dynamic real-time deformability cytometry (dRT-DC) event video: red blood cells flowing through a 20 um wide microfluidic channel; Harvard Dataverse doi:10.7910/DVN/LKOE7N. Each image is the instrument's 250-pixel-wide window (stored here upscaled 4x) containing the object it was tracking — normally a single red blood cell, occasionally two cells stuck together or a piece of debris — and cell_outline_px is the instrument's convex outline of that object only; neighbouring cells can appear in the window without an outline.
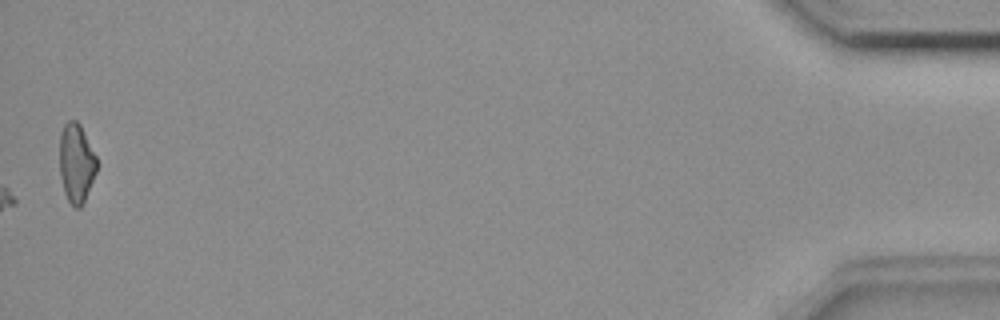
{"species": "common noctule bat (a hibernating species)", "species_latin": "Nyctalus noctula", "temperature_condition": "room temperature", "stored_images_in_passage": 48, "camera_frame_rate_fps": 3000, "um_per_image_px": 0.085, "animal": {"sex": "female", "body_mass_g": 18.4}, "frame": {"image": 1, "passage_image": 48, "time_ms": 15.667, "image_size_px": [1000, 320], "cell_outline_px": [[96, 172], [84, 200], [80, 208], [76, 208], [68, 200], [64, 192], [60, 176], [60, 132], [64, 124], [68, 120], [76, 120], [80, 124], [96, 156]], "centroid_in_image_um": [6.47, 13.83], "position_along_channel_um": 428.7, "area_um2": 16.94}}